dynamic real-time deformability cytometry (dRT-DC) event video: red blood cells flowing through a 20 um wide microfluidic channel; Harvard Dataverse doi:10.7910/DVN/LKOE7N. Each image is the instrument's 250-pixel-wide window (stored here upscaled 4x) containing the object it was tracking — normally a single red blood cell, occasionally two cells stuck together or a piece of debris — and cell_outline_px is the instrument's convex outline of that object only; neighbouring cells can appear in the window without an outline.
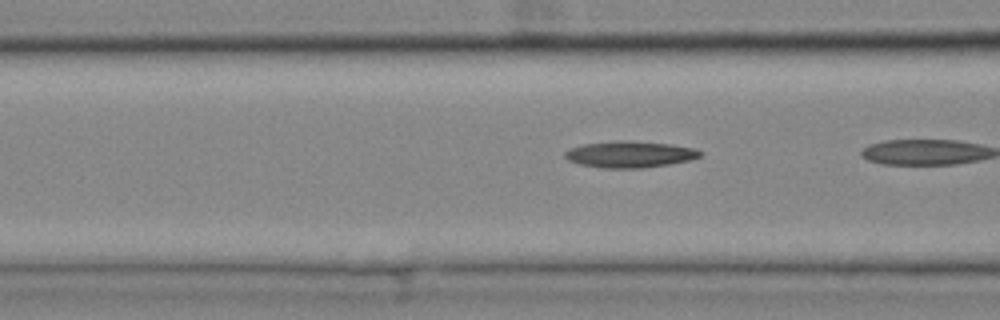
{"species": "common noctule bat (a hibernating species)", "species_latin": "Nyctalus noctula", "temperature_condition": "cold", "stored_images_in_passage": 32, "segment_of_instrument_passage": [2, 2], "camera_frame_rate_fps": 3000, "um_per_image_px": 0.085, "animal": {"sex": "female", "body_mass_g": 25.1}, "frame": {"image": 1, "passage_image": 20, "time_ms": 6.333, "image_size_px": [1000, 320], "cell_outline_px": [[704, 152], [700, 156], [688, 160], [668, 164], [640, 168], [600, 168], [580, 164], [568, 160], [564, 156], [564, 152], [572, 148], [584, 144], [620, 140], [628, 140], [672, 144], [696, 148]], "centroid_in_image_um": [53.55, 13.11], "position_along_channel_um": 113.0, "area_um2": 20.81}}